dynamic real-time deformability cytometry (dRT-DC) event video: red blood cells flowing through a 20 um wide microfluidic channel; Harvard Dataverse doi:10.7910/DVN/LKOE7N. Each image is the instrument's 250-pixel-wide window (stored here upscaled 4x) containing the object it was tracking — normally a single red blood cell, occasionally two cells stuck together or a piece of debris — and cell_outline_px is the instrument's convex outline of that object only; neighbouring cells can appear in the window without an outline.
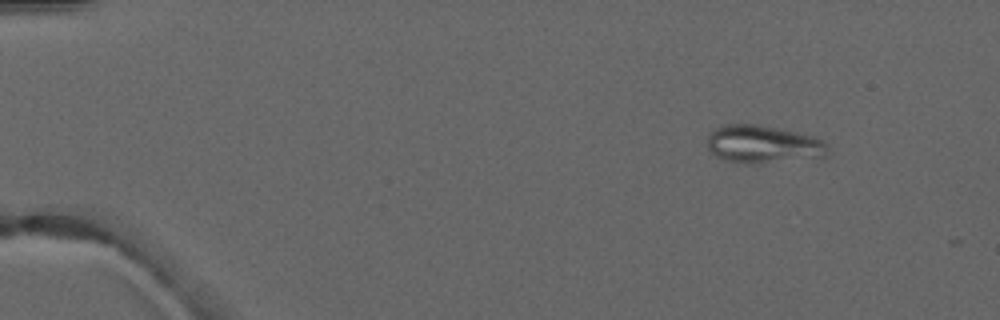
{"species": "common noctule bat (a hibernating species)", "species_latin": "Nyctalus noctula", "temperature_condition": "warm", "stored_images_in_passage": 3, "camera_frame_rate_fps": 3000, "um_per_image_px": 0.085, "animal": {"sex": "male", "forearm_length_mm": 52.5}, "frame": {"image": 1, "passage_image": 1, "time_ms": 0.0, "image_size_px": [1000, 320], "cell_outline_px": [[828, 156], [756, 164], [744, 164], [728, 160], [716, 156], [708, 148], [708, 136], [716, 128], [724, 124], [756, 124], [780, 128], [816, 136], [828, 148]], "centroid_in_image_um": [64.87, 12.26], "position_along_channel_um": 20.1, "area_um2": 26.59}}